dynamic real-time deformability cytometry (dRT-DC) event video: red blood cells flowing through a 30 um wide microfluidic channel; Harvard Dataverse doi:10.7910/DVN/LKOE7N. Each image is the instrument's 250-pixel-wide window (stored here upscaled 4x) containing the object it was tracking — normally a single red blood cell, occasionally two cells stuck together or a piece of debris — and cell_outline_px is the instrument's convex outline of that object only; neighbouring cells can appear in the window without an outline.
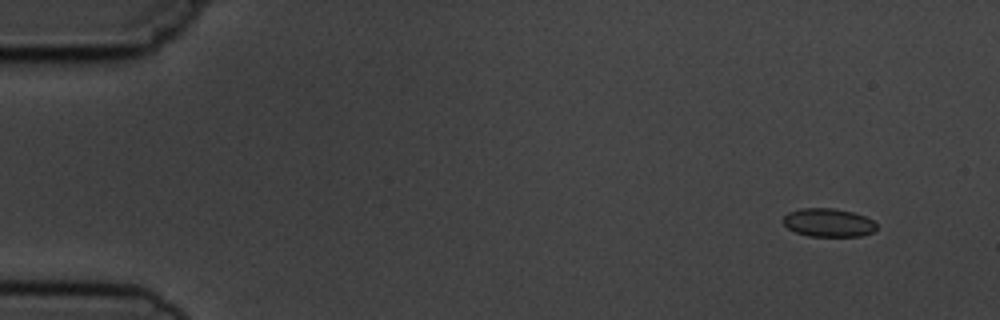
{"species": "common noctule bat (a hibernating species)", "species_latin": "Nyctalus noctula", "temperature_condition": "cold", "stored_images_in_passage": 15, "camera_frame_rate_fps": 3000, "um_per_image_px": 0.085, "animal": {"sex": "male", "body_mass_g": 19.5, "forearm_length_mm": 54.6}, "frame": {"image": 1, "passage_image": 2, "time_ms": 1.0, "image_size_px": [1000, 320], "cell_outline_px": [[876, 228], [872, 232], [860, 236], [808, 236], [796, 232], [788, 228], [784, 224], [784, 216], [788, 212], [800, 208], [832, 208], [852, 212], [864, 216], [872, 220], [876, 224]], "centroid_in_image_um": [70.39, 18.92], "position_along_channel_um": 14.6, "area_um2": 15.32}}
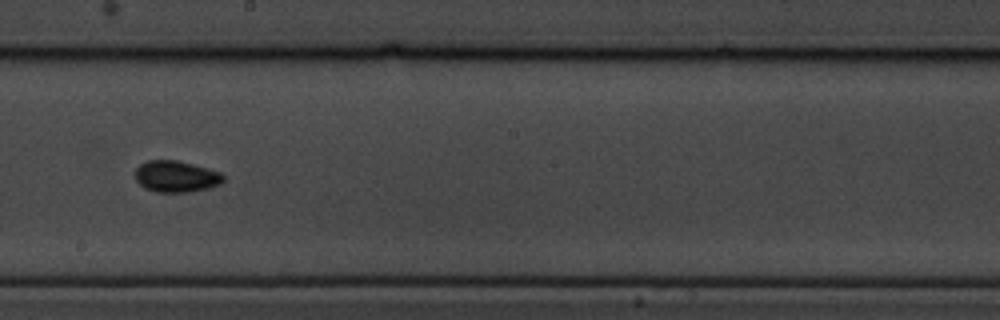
{"frame": {"image": 2, "passage_image": 9, "time_ms": 10.0, "image_size_px": [1000, 320], "cell_outline_px": [[224, 180], [220, 184], [208, 188], [192, 192], [156, 192], [144, 188], [136, 180], [136, 168], [140, 164], [148, 160], [176, 160], [208, 168], [220, 172], [224, 176]], "centroid_in_image_um": [14.97, 15.0], "position_along_channel_um": 233.2, "area_um2": 16.18}}
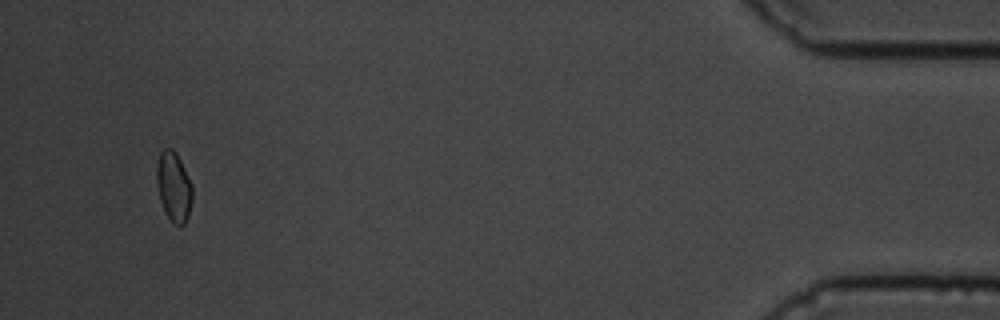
{"frame": {"image": 3, "passage_image": 15, "time_ms": 17.0, "image_size_px": [1000, 320], "cell_outline_px": [[192, 200], [188, 216], [184, 224], [180, 228], [172, 224], [160, 200], [156, 180], [156, 168], [160, 152], [164, 148], [172, 148], [176, 152], [192, 184]], "centroid_in_image_um": [14.77, 15.88], "position_along_channel_um": 420.4, "area_um2": 14.57}, "authors_computed_cell_mechanics": {"area_um2": 15.317, "velocity_mm_per_s": 3.7093, "shape_relaxation_time_tau1_ms": 1.3732, "shape_relaxation_time_tau2_ms": 5.2645, "deformation_change_tau1": 0.0425, "deformation_change_tau2": 0.043}}